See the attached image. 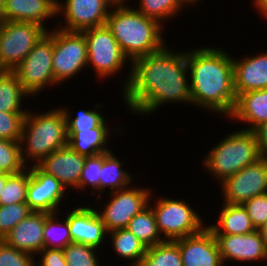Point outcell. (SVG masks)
Segmentation results:
<instances>
[{
    "instance_id": "f1b7e54d",
    "label": "cell",
    "mask_w": 267,
    "mask_h": 266,
    "mask_svg": "<svg viewBox=\"0 0 267 266\" xmlns=\"http://www.w3.org/2000/svg\"><path fill=\"white\" fill-rule=\"evenodd\" d=\"M139 266H183L178 243L165 240L147 248Z\"/></svg>"
},
{
    "instance_id": "484cf974",
    "label": "cell",
    "mask_w": 267,
    "mask_h": 266,
    "mask_svg": "<svg viewBox=\"0 0 267 266\" xmlns=\"http://www.w3.org/2000/svg\"><path fill=\"white\" fill-rule=\"evenodd\" d=\"M31 97L13 71L0 70V112H27L22 110L23 99Z\"/></svg>"
},
{
    "instance_id": "9c48e42d",
    "label": "cell",
    "mask_w": 267,
    "mask_h": 266,
    "mask_svg": "<svg viewBox=\"0 0 267 266\" xmlns=\"http://www.w3.org/2000/svg\"><path fill=\"white\" fill-rule=\"evenodd\" d=\"M53 30L52 67L57 85L75 77L87 66V42L82 32Z\"/></svg>"
},
{
    "instance_id": "836d02e7",
    "label": "cell",
    "mask_w": 267,
    "mask_h": 266,
    "mask_svg": "<svg viewBox=\"0 0 267 266\" xmlns=\"http://www.w3.org/2000/svg\"><path fill=\"white\" fill-rule=\"evenodd\" d=\"M97 249L81 243L68 244L63 249L67 266H100V258L96 256Z\"/></svg>"
},
{
    "instance_id": "d590c367",
    "label": "cell",
    "mask_w": 267,
    "mask_h": 266,
    "mask_svg": "<svg viewBox=\"0 0 267 266\" xmlns=\"http://www.w3.org/2000/svg\"><path fill=\"white\" fill-rule=\"evenodd\" d=\"M31 213L27 203L0 205V240Z\"/></svg>"
},
{
    "instance_id": "603a6c76",
    "label": "cell",
    "mask_w": 267,
    "mask_h": 266,
    "mask_svg": "<svg viewBox=\"0 0 267 266\" xmlns=\"http://www.w3.org/2000/svg\"><path fill=\"white\" fill-rule=\"evenodd\" d=\"M222 205L218 211V222L208 225L214 235H243L256 230L242 204L223 203Z\"/></svg>"
},
{
    "instance_id": "b9f144b4",
    "label": "cell",
    "mask_w": 267,
    "mask_h": 266,
    "mask_svg": "<svg viewBox=\"0 0 267 266\" xmlns=\"http://www.w3.org/2000/svg\"><path fill=\"white\" fill-rule=\"evenodd\" d=\"M253 132L259 144L262 157L267 158V122L257 126Z\"/></svg>"
},
{
    "instance_id": "e0dca14e",
    "label": "cell",
    "mask_w": 267,
    "mask_h": 266,
    "mask_svg": "<svg viewBox=\"0 0 267 266\" xmlns=\"http://www.w3.org/2000/svg\"><path fill=\"white\" fill-rule=\"evenodd\" d=\"M72 209L66 215L72 242L101 249L100 246L106 241L108 235L97 209L88 205Z\"/></svg>"
},
{
    "instance_id": "bcb514c9",
    "label": "cell",
    "mask_w": 267,
    "mask_h": 266,
    "mask_svg": "<svg viewBox=\"0 0 267 266\" xmlns=\"http://www.w3.org/2000/svg\"><path fill=\"white\" fill-rule=\"evenodd\" d=\"M186 4L191 5V7L195 4L197 5V3H199L198 1H201V0H183Z\"/></svg>"
},
{
    "instance_id": "f6af8a7d",
    "label": "cell",
    "mask_w": 267,
    "mask_h": 266,
    "mask_svg": "<svg viewBox=\"0 0 267 266\" xmlns=\"http://www.w3.org/2000/svg\"><path fill=\"white\" fill-rule=\"evenodd\" d=\"M8 175H9L8 173L0 172V194L2 193V190L5 187Z\"/></svg>"
},
{
    "instance_id": "277c9868",
    "label": "cell",
    "mask_w": 267,
    "mask_h": 266,
    "mask_svg": "<svg viewBox=\"0 0 267 266\" xmlns=\"http://www.w3.org/2000/svg\"><path fill=\"white\" fill-rule=\"evenodd\" d=\"M35 113L28 109L21 133V157L26 167L32 161L31 166L39 164L53 151L65 147L68 140L67 120L62 107Z\"/></svg>"
},
{
    "instance_id": "7c38bea8",
    "label": "cell",
    "mask_w": 267,
    "mask_h": 266,
    "mask_svg": "<svg viewBox=\"0 0 267 266\" xmlns=\"http://www.w3.org/2000/svg\"><path fill=\"white\" fill-rule=\"evenodd\" d=\"M116 2L117 0L57 1V15L64 16V25L60 21L57 27L66 31L81 32L106 25L109 13Z\"/></svg>"
},
{
    "instance_id": "4fadbf2b",
    "label": "cell",
    "mask_w": 267,
    "mask_h": 266,
    "mask_svg": "<svg viewBox=\"0 0 267 266\" xmlns=\"http://www.w3.org/2000/svg\"><path fill=\"white\" fill-rule=\"evenodd\" d=\"M222 203L244 204L247 200L267 193V158L261 157L220 183Z\"/></svg>"
},
{
    "instance_id": "ba28073f",
    "label": "cell",
    "mask_w": 267,
    "mask_h": 266,
    "mask_svg": "<svg viewBox=\"0 0 267 266\" xmlns=\"http://www.w3.org/2000/svg\"><path fill=\"white\" fill-rule=\"evenodd\" d=\"M46 33L36 23L0 21V70H14Z\"/></svg>"
},
{
    "instance_id": "e575fe53",
    "label": "cell",
    "mask_w": 267,
    "mask_h": 266,
    "mask_svg": "<svg viewBox=\"0 0 267 266\" xmlns=\"http://www.w3.org/2000/svg\"><path fill=\"white\" fill-rule=\"evenodd\" d=\"M25 168L21 157L20 141L0 139V172L16 174Z\"/></svg>"
},
{
    "instance_id": "f35d334b",
    "label": "cell",
    "mask_w": 267,
    "mask_h": 266,
    "mask_svg": "<svg viewBox=\"0 0 267 266\" xmlns=\"http://www.w3.org/2000/svg\"><path fill=\"white\" fill-rule=\"evenodd\" d=\"M35 256L8 246L0 240V266H35Z\"/></svg>"
},
{
    "instance_id": "44dd1931",
    "label": "cell",
    "mask_w": 267,
    "mask_h": 266,
    "mask_svg": "<svg viewBox=\"0 0 267 266\" xmlns=\"http://www.w3.org/2000/svg\"><path fill=\"white\" fill-rule=\"evenodd\" d=\"M58 0H5L2 21L32 22L43 26L44 21L57 15Z\"/></svg>"
},
{
    "instance_id": "ffe728a7",
    "label": "cell",
    "mask_w": 267,
    "mask_h": 266,
    "mask_svg": "<svg viewBox=\"0 0 267 266\" xmlns=\"http://www.w3.org/2000/svg\"><path fill=\"white\" fill-rule=\"evenodd\" d=\"M236 95L267 88V51L233 59Z\"/></svg>"
},
{
    "instance_id": "2e32d148",
    "label": "cell",
    "mask_w": 267,
    "mask_h": 266,
    "mask_svg": "<svg viewBox=\"0 0 267 266\" xmlns=\"http://www.w3.org/2000/svg\"><path fill=\"white\" fill-rule=\"evenodd\" d=\"M224 266L233 262L267 261V248L259 230L243 235H214Z\"/></svg>"
},
{
    "instance_id": "5bb4252c",
    "label": "cell",
    "mask_w": 267,
    "mask_h": 266,
    "mask_svg": "<svg viewBox=\"0 0 267 266\" xmlns=\"http://www.w3.org/2000/svg\"><path fill=\"white\" fill-rule=\"evenodd\" d=\"M29 169L26 203L31 211L49 214L60 212L59 205H63L61 201L66 197V188L53 175L42 171L37 165L29 166Z\"/></svg>"
},
{
    "instance_id": "8992f818",
    "label": "cell",
    "mask_w": 267,
    "mask_h": 266,
    "mask_svg": "<svg viewBox=\"0 0 267 266\" xmlns=\"http://www.w3.org/2000/svg\"><path fill=\"white\" fill-rule=\"evenodd\" d=\"M53 31L47 33L34 45L27 57L12 70L24 90L34 97L48 86H57L53 67ZM47 85V86H46Z\"/></svg>"
},
{
    "instance_id": "3957f363",
    "label": "cell",
    "mask_w": 267,
    "mask_h": 266,
    "mask_svg": "<svg viewBox=\"0 0 267 266\" xmlns=\"http://www.w3.org/2000/svg\"><path fill=\"white\" fill-rule=\"evenodd\" d=\"M117 1L106 21L123 54L132 62L161 50L166 44L164 25L146 17L137 9Z\"/></svg>"
},
{
    "instance_id": "4316f807",
    "label": "cell",
    "mask_w": 267,
    "mask_h": 266,
    "mask_svg": "<svg viewBox=\"0 0 267 266\" xmlns=\"http://www.w3.org/2000/svg\"><path fill=\"white\" fill-rule=\"evenodd\" d=\"M107 235L111 236L109 241H111L112 249L119 258L131 260V266H139L146 254L147 247L133 233L124 228L108 232Z\"/></svg>"
},
{
    "instance_id": "6da1fadb",
    "label": "cell",
    "mask_w": 267,
    "mask_h": 266,
    "mask_svg": "<svg viewBox=\"0 0 267 266\" xmlns=\"http://www.w3.org/2000/svg\"><path fill=\"white\" fill-rule=\"evenodd\" d=\"M185 52L164 46L131 62L122 89L123 101L130 111L150 115L166 103H191Z\"/></svg>"
},
{
    "instance_id": "d6a6232c",
    "label": "cell",
    "mask_w": 267,
    "mask_h": 266,
    "mask_svg": "<svg viewBox=\"0 0 267 266\" xmlns=\"http://www.w3.org/2000/svg\"><path fill=\"white\" fill-rule=\"evenodd\" d=\"M62 110L67 120V130H89L96 127H109L107 126L108 121L98 109L80 110L75 117L71 116V109L68 110L67 107H63Z\"/></svg>"
},
{
    "instance_id": "83f0119b",
    "label": "cell",
    "mask_w": 267,
    "mask_h": 266,
    "mask_svg": "<svg viewBox=\"0 0 267 266\" xmlns=\"http://www.w3.org/2000/svg\"><path fill=\"white\" fill-rule=\"evenodd\" d=\"M127 229L147 248L155 246L164 240L158 230L155 216L150 204L143 208L128 223Z\"/></svg>"
},
{
    "instance_id": "7bdbcfd3",
    "label": "cell",
    "mask_w": 267,
    "mask_h": 266,
    "mask_svg": "<svg viewBox=\"0 0 267 266\" xmlns=\"http://www.w3.org/2000/svg\"><path fill=\"white\" fill-rule=\"evenodd\" d=\"M254 7L257 8V12L261 17L263 16L267 20V0H253Z\"/></svg>"
},
{
    "instance_id": "ac0fdd59",
    "label": "cell",
    "mask_w": 267,
    "mask_h": 266,
    "mask_svg": "<svg viewBox=\"0 0 267 266\" xmlns=\"http://www.w3.org/2000/svg\"><path fill=\"white\" fill-rule=\"evenodd\" d=\"M86 156L72 150L68 145L53 151L37 166L49 175H53L67 189L78 190L79 179Z\"/></svg>"
},
{
    "instance_id": "1f68e13d",
    "label": "cell",
    "mask_w": 267,
    "mask_h": 266,
    "mask_svg": "<svg viewBox=\"0 0 267 266\" xmlns=\"http://www.w3.org/2000/svg\"><path fill=\"white\" fill-rule=\"evenodd\" d=\"M29 177V167H26L19 173L9 174L5 187L0 194V205L26 203Z\"/></svg>"
},
{
    "instance_id": "60d3db41",
    "label": "cell",
    "mask_w": 267,
    "mask_h": 266,
    "mask_svg": "<svg viewBox=\"0 0 267 266\" xmlns=\"http://www.w3.org/2000/svg\"><path fill=\"white\" fill-rule=\"evenodd\" d=\"M37 255L41 259L35 261V266H67L63 249L44 248Z\"/></svg>"
},
{
    "instance_id": "ab89813d",
    "label": "cell",
    "mask_w": 267,
    "mask_h": 266,
    "mask_svg": "<svg viewBox=\"0 0 267 266\" xmlns=\"http://www.w3.org/2000/svg\"><path fill=\"white\" fill-rule=\"evenodd\" d=\"M243 206L246 208L253 226L259 230L267 221V193L247 200Z\"/></svg>"
},
{
    "instance_id": "30bf717a",
    "label": "cell",
    "mask_w": 267,
    "mask_h": 266,
    "mask_svg": "<svg viewBox=\"0 0 267 266\" xmlns=\"http://www.w3.org/2000/svg\"><path fill=\"white\" fill-rule=\"evenodd\" d=\"M87 42V66H92L96 77L108 78L121 71L128 58L123 54L107 25L81 31ZM127 60V61H126Z\"/></svg>"
},
{
    "instance_id": "74e56055",
    "label": "cell",
    "mask_w": 267,
    "mask_h": 266,
    "mask_svg": "<svg viewBox=\"0 0 267 266\" xmlns=\"http://www.w3.org/2000/svg\"><path fill=\"white\" fill-rule=\"evenodd\" d=\"M27 112H0V139L20 141Z\"/></svg>"
},
{
    "instance_id": "7dc6e473",
    "label": "cell",
    "mask_w": 267,
    "mask_h": 266,
    "mask_svg": "<svg viewBox=\"0 0 267 266\" xmlns=\"http://www.w3.org/2000/svg\"><path fill=\"white\" fill-rule=\"evenodd\" d=\"M5 5V0H0V21H2V11Z\"/></svg>"
},
{
    "instance_id": "7a4b0ae2",
    "label": "cell",
    "mask_w": 267,
    "mask_h": 266,
    "mask_svg": "<svg viewBox=\"0 0 267 266\" xmlns=\"http://www.w3.org/2000/svg\"><path fill=\"white\" fill-rule=\"evenodd\" d=\"M228 54L220 47L210 46L187 51L190 105L226 118L232 113L237 97L233 57Z\"/></svg>"
},
{
    "instance_id": "cb8c5ba5",
    "label": "cell",
    "mask_w": 267,
    "mask_h": 266,
    "mask_svg": "<svg viewBox=\"0 0 267 266\" xmlns=\"http://www.w3.org/2000/svg\"><path fill=\"white\" fill-rule=\"evenodd\" d=\"M110 127H96L89 130H67V145L80 155L89 157L110 152Z\"/></svg>"
},
{
    "instance_id": "4dcf8cb0",
    "label": "cell",
    "mask_w": 267,
    "mask_h": 266,
    "mask_svg": "<svg viewBox=\"0 0 267 266\" xmlns=\"http://www.w3.org/2000/svg\"><path fill=\"white\" fill-rule=\"evenodd\" d=\"M60 212L49 214L44 225V248L64 249L72 243L67 219H58ZM63 219V222H62Z\"/></svg>"
},
{
    "instance_id": "7402d4cb",
    "label": "cell",
    "mask_w": 267,
    "mask_h": 266,
    "mask_svg": "<svg viewBox=\"0 0 267 266\" xmlns=\"http://www.w3.org/2000/svg\"><path fill=\"white\" fill-rule=\"evenodd\" d=\"M228 117L236 122L249 124L247 128H242L248 131L267 122V88L238 94L233 111Z\"/></svg>"
},
{
    "instance_id": "8fae6325",
    "label": "cell",
    "mask_w": 267,
    "mask_h": 266,
    "mask_svg": "<svg viewBox=\"0 0 267 266\" xmlns=\"http://www.w3.org/2000/svg\"><path fill=\"white\" fill-rule=\"evenodd\" d=\"M152 194L151 189L137 188L133 185L109 192L108 195L111 200L106 202L103 210L99 211L100 208L97 210L107 233L127 228L132 218L151 203Z\"/></svg>"
},
{
    "instance_id": "d4e9b609",
    "label": "cell",
    "mask_w": 267,
    "mask_h": 266,
    "mask_svg": "<svg viewBox=\"0 0 267 266\" xmlns=\"http://www.w3.org/2000/svg\"><path fill=\"white\" fill-rule=\"evenodd\" d=\"M125 161L120 162L115 153L104 152L102 153V167L100 174V196L97 201H101V196L106 188H111L110 193L116 190L124 189L132 185V175L128 171L122 169Z\"/></svg>"
},
{
    "instance_id": "f546056e",
    "label": "cell",
    "mask_w": 267,
    "mask_h": 266,
    "mask_svg": "<svg viewBox=\"0 0 267 266\" xmlns=\"http://www.w3.org/2000/svg\"><path fill=\"white\" fill-rule=\"evenodd\" d=\"M136 8L146 17L157 20L161 25L176 17L187 5L183 0H140Z\"/></svg>"
},
{
    "instance_id": "ee69618b",
    "label": "cell",
    "mask_w": 267,
    "mask_h": 266,
    "mask_svg": "<svg viewBox=\"0 0 267 266\" xmlns=\"http://www.w3.org/2000/svg\"><path fill=\"white\" fill-rule=\"evenodd\" d=\"M259 232H260L262 239L264 241V244L267 248V221L262 225L261 228H259Z\"/></svg>"
},
{
    "instance_id": "d6986e66",
    "label": "cell",
    "mask_w": 267,
    "mask_h": 266,
    "mask_svg": "<svg viewBox=\"0 0 267 266\" xmlns=\"http://www.w3.org/2000/svg\"><path fill=\"white\" fill-rule=\"evenodd\" d=\"M49 213H31L19 222L3 239V241L17 250L37 256L44 249V225Z\"/></svg>"
},
{
    "instance_id": "52a82bcc",
    "label": "cell",
    "mask_w": 267,
    "mask_h": 266,
    "mask_svg": "<svg viewBox=\"0 0 267 266\" xmlns=\"http://www.w3.org/2000/svg\"><path fill=\"white\" fill-rule=\"evenodd\" d=\"M151 207L164 240L175 241L194 235L205 227L199 212H195L185 200L159 197Z\"/></svg>"
},
{
    "instance_id": "8d00e7d4",
    "label": "cell",
    "mask_w": 267,
    "mask_h": 266,
    "mask_svg": "<svg viewBox=\"0 0 267 266\" xmlns=\"http://www.w3.org/2000/svg\"><path fill=\"white\" fill-rule=\"evenodd\" d=\"M101 167H102V153L86 157L84 166L81 172V176L79 179V186L78 190H84L92 188L91 194H96V190H98L100 196V174H101ZM89 186V188H88Z\"/></svg>"
},
{
    "instance_id": "5b68a950",
    "label": "cell",
    "mask_w": 267,
    "mask_h": 266,
    "mask_svg": "<svg viewBox=\"0 0 267 266\" xmlns=\"http://www.w3.org/2000/svg\"><path fill=\"white\" fill-rule=\"evenodd\" d=\"M262 157L253 131H232L208 151L202 166L214 179L223 182L227 177L239 172Z\"/></svg>"
},
{
    "instance_id": "9a60e30c",
    "label": "cell",
    "mask_w": 267,
    "mask_h": 266,
    "mask_svg": "<svg viewBox=\"0 0 267 266\" xmlns=\"http://www.w3.org/2000/svg\"><path fill=\"white\" fill-rule=\"evenodd\" d=\"M175 241L183 266H224L216 238L208 226L197 234Z\"/></svg>"
}]
</instances>
